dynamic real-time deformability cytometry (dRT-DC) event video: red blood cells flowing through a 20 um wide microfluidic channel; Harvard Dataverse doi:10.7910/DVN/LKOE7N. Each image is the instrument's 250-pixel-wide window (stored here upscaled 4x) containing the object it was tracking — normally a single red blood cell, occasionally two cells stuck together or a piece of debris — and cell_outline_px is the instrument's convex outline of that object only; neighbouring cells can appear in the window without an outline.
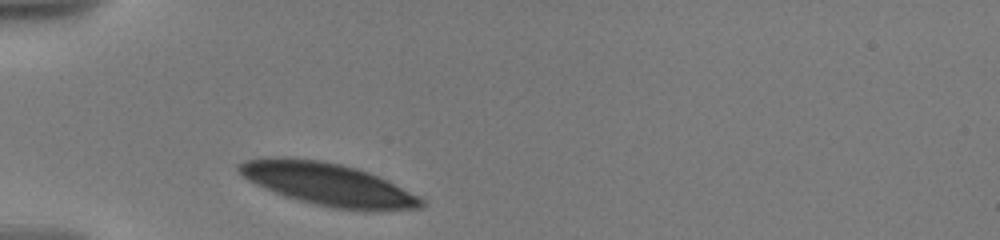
{"species": "human", "species_latin": "Homo sapiens", "temperature_condition": "warm", "stored_images_in_passage": 12, "camera_frame_rate_fps": 3000, "um_per_image_px": 0.085, "donor": {"sex": "male"}, "frame": {"image": 1, "passage_image": 1, "time_ms": 0.0, "image_size_px": [1000, 240], "cell_outline_px": [[428, 204], [420, 208], [380, 212], [364, 212], [336, 208], [316, 204], [300, 200], [264, 188], [248, 180], [236, 168], [236, 164], [244, 160], [264, 156], [284, 156], [320, 160], [340, 164], [356, 168], [368, 172], [388, 180], [420, 196]], "centroid_in_image_um": [27.93, 15.66], "position_along_channel_um": 57.1, "area_um2": 45.89}}
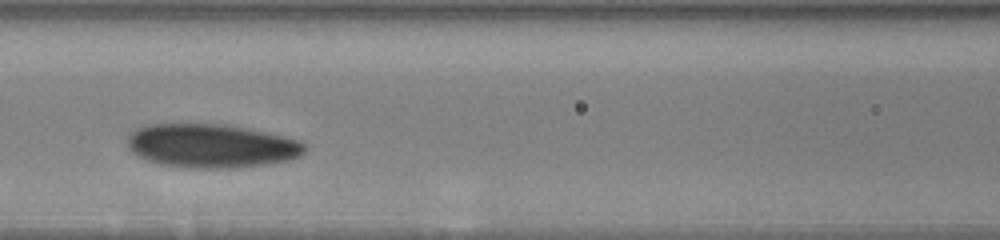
{"frame": {"image": 2, "passage_image": 11, "time_ms": 3.0, "image_size_px": [1000, 240], "cell_outline_px": [[308, 148], [300, 156], [292, 160], [268, 164], [236, 168], [192, 168], [160, 164], [144, 160], [132, 152], [128, 148], [128, 136], [136, 128], [148, 124], [228, 124], [268, 132], [300, 140], [308, 144]], "centroid_in_image_um": [18.02, 12.4], "position_along_channel_um": 148.6, "area_um2": 45.89}}
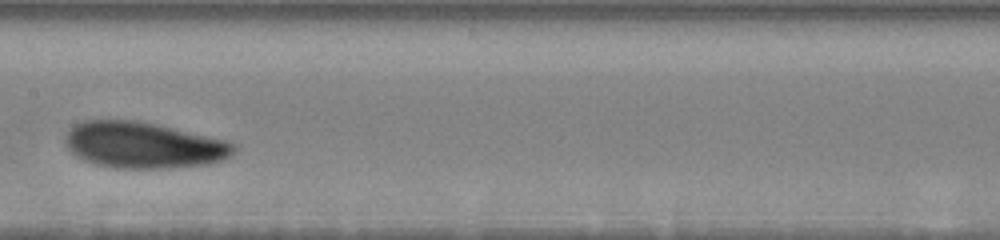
{"frame": {"image": 3, "passage_image": 12, "time_ms": 4.333, "image_size_px": [1000, 240], "cell_outline_px": [[236, 148], [224, 160], [208, 164], [168, 168], [112, 168], [96, 164], [84, 160], [76, 156], [68, 148], [68, 128], [72, 124], [84, 120], [136, 120], [156, 124], [224, 140], [236, 144]], "centroid_in_image_um": [12.18, 12.33], "position_along_channel_um": 195.2, "area_um2": 45.08}}